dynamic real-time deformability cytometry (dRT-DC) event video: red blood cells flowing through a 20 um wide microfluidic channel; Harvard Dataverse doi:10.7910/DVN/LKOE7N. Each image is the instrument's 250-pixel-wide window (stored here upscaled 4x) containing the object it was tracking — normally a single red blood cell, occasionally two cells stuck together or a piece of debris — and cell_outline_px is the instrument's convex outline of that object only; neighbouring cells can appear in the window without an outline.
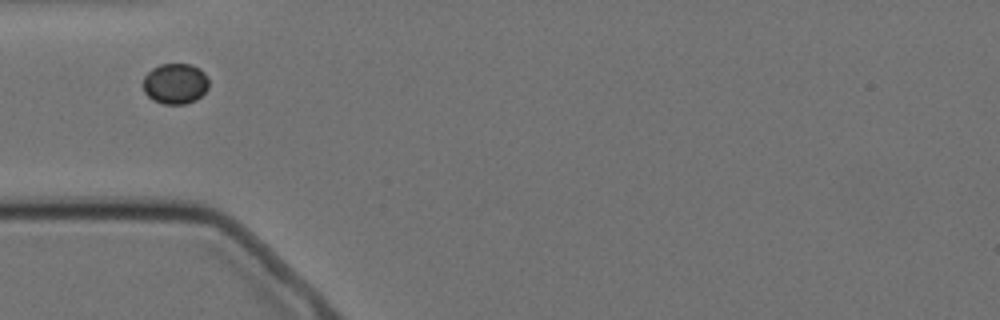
{"species": "Egyptian fruit bat (a non-hibernating species)", "species_latin": "Rousettus aegyptiacus", "temperature_condition": "cold", "stored_images_in_passage": 11, "camera_frame_rate_fps": 3000, "um_per_image_px": 0.085, "animal": {"sex": "female"}, "frame": {"image": 1, "passage_image": 1, "time_ms": 0.0, "image_size_px": [1000, 320], "cell_outline_px": [[208, 88], [196, 100], [184, 104], [164, 104], [152, 100], [144, 92], [144, 76], [152, 68], [160, 64], [192, 64], [200, 68], [208, 76]], "centroid_in_image_um": [14.91, 7.1], "position_along_channel_um": 70.1, "area_um2": 15.66}}
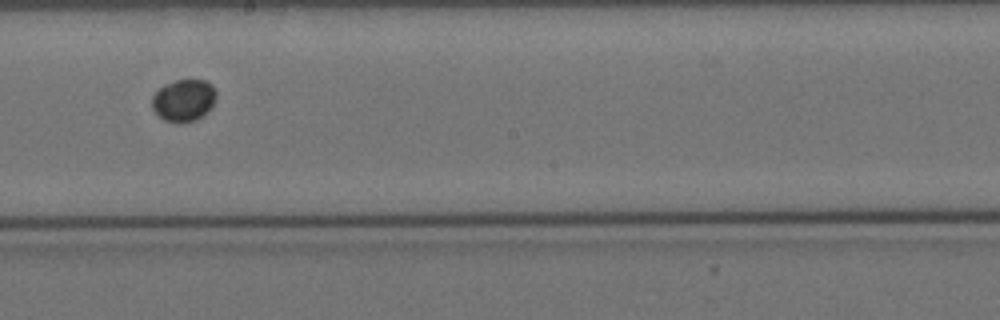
{"frame": {"image": 2, "passage_image": 5, "time_ms": 4.667, "image_size_px": [1000, 320], "cell_outline_px": [[216, 96], [212, 104], [196, 120], [180, 124], [164, 120], [152, 108], [152, 96], [164, 84], [176, 80], [204, 80], [212, 84], [216, 88]], "centroid_in_image_um": [15.6, 8.52], "position_along_channel_um": 232.6, "area_um2": 15.61}}
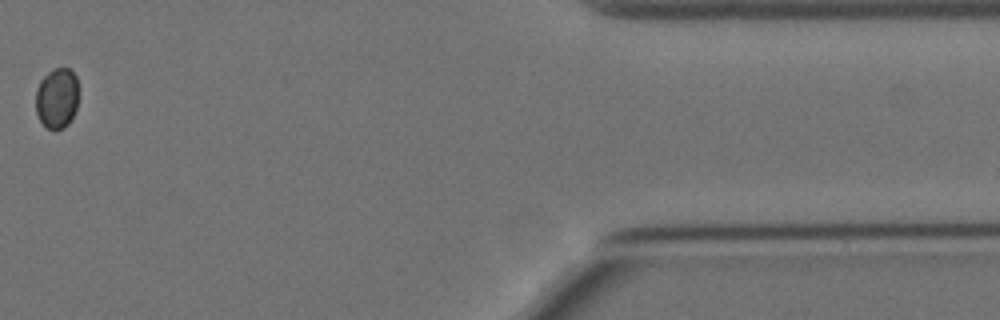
{"frame": {"image": 3, "passage_image": 10, "time_ms": 11.333, "image_size_px": [1000, 320], "cell_outline_px": [[76, 108], [68, 124], [64, 128], [48, 128], [40, 120], [36, 112], [36, 88], [40, 80], [48, 72], [56, 68], [68, 68], [76, 76]], "centroid_in_image_um": [4.81, 8.33], "position_along_channel_um": 406.6, "area_um2": 14.74}}